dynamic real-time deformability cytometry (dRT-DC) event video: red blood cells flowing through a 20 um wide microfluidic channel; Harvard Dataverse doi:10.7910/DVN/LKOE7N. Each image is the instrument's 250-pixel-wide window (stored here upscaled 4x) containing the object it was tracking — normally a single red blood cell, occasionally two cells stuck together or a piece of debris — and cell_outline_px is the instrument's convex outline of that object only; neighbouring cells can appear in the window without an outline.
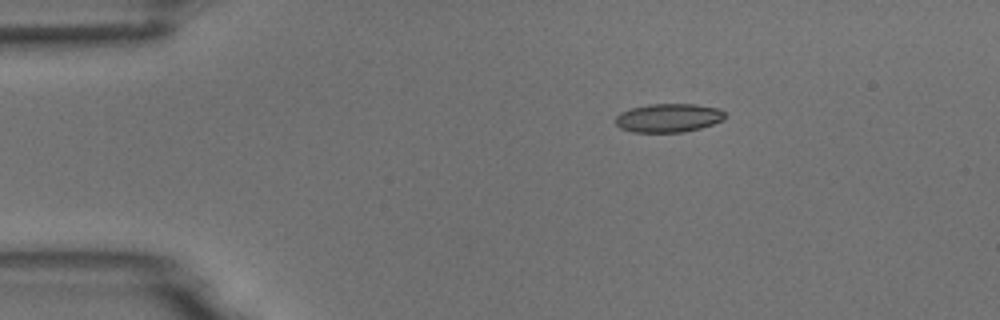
{"species": "common noctule bat (a hibernating species)", "species_latin": "Nyctalus noctula", "temperature_condition": "room temperature", "stored_images_in_passage": 4, "camera_frame_rate_fps": 3000, "um_per_image_px": 0.085, "animal": {"sex": "male", "body_mass_g": 18.8}, "frame": {"image": 1, "passage_image": 1, "time_ms": 0.0, "image_size_px": [1000, 320], "cell_outline_px": [[724, 120], [700, 128], [684, 132], [632, 132], [620, 128], [616, 124], [616, 116], [620, 112], [632, 108], [648, 104], [696, 104], [720, 108], [724, 112]], "centroid_in_image_um": [56.82, 10.02], "position_along_channel_um": 28.2, "area_um2": 18.32}}
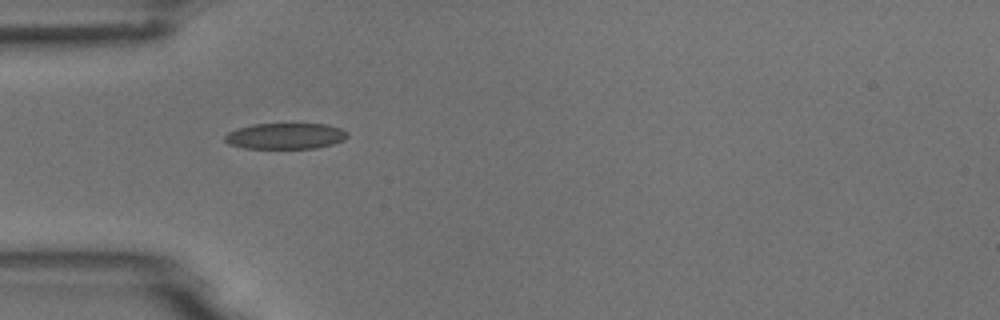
{"frame": {"image": 2, "passage_image": 3, "time_ms": 2.333, "image_size_px": [1000, 320], "cell_outline_px": [[348, 136], [344, 140], [332, 144], [316, 148], [244, 148], [228, 144], [224, 140], [224, 136], [228, 132], [236, 128], [252, 124], [328, 124], [340, 128], [348, 132]], "centroid_in_image_um": [24.25, 11.56], "position_along_channel_um": 60.8, "area_um2": 18.67}}